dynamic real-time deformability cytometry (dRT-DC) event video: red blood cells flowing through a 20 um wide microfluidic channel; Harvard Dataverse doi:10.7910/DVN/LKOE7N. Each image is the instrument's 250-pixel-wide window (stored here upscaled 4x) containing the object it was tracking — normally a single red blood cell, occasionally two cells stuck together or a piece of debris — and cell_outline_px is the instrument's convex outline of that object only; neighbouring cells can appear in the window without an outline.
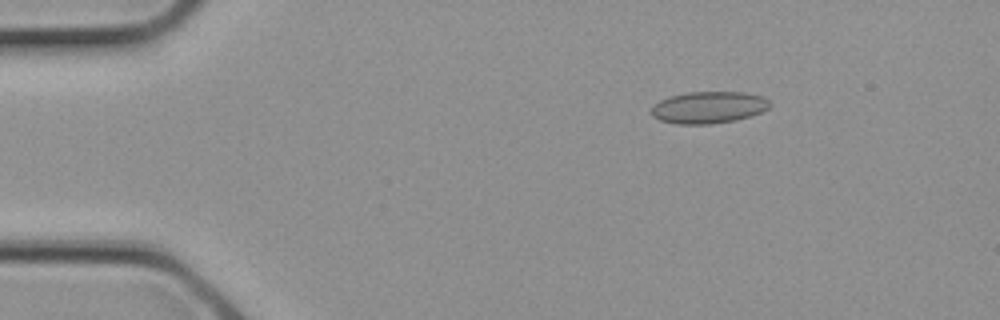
{"species": "common noctule bat (a hibernating species)", "species_latin": "Nyctalus noctula", "temperature_condition": "cold", "stored_images_in_passage": 4, "segment_of_instrument_passage": [1, 2], "camera_frame_rate_fps": 3000, "um_per_image_px": 0.085, "animal": {"sex": "female", "body_mass_g": 21.9}, "frame": {"image": 1, "passage_image": 2, "time_ms": 0.333, "image_size_px": [1000, 320], "cell_outline_px": [[772, 104], [768, 108], [760, 112], [736, 120], [712, 124], [676, 124], [660, 120], [652, 116], [652, 108], [660, 100], [668, 96], [688, 92], [744, 92], [764, 96]], "centroid_in_image_um": [60.24, 9.12], "position_along_channel_um": 24.8, "area_um2": 22.02}}
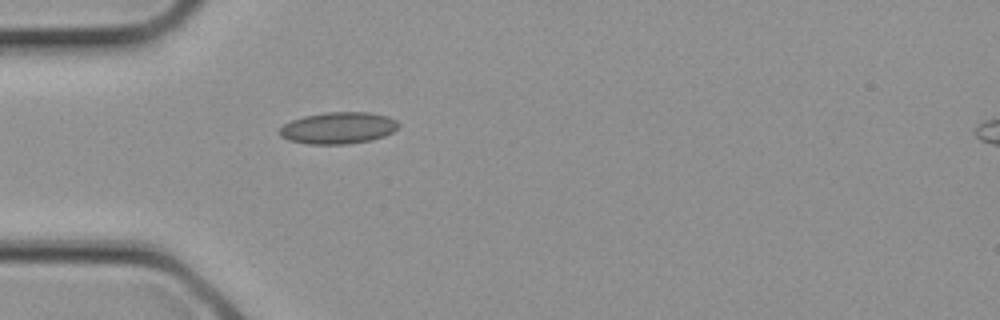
{"frame": {"image": 2, "passage_image": 3, "time_ms": 0.667, "image_size_px": [1000, 320], "cell_outline_px": [[400, 124], [392, 132], [384, 136], [372, 140], [348, 144], [308, 144], [288, 140], [280, 136], [276, 132], [284, 124], [292, 120], [304, 116], [328, 112], [368, 112], [388, 116], [396, 120]], "centroid_in_image_um": [28.73, 10.88], "position_along_channel_um": 56.3, "area_um2": 22.08}}